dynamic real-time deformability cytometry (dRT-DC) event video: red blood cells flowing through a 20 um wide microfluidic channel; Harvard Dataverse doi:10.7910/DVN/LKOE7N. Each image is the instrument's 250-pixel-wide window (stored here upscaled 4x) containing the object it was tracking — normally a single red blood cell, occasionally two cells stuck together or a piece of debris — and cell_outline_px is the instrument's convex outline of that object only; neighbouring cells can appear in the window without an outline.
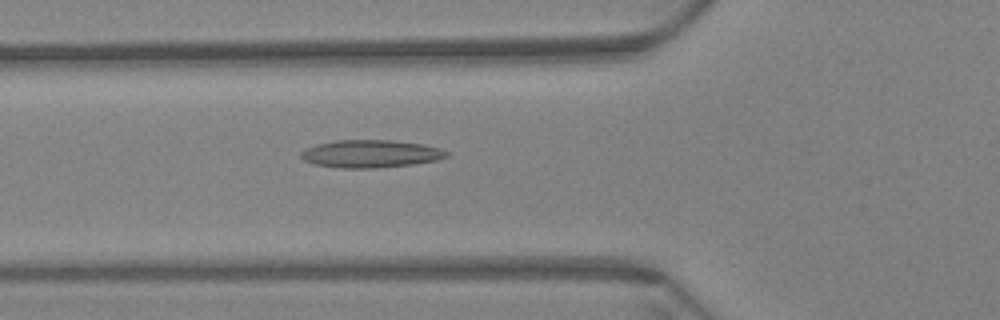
{"species": "Egyptian fruit bat (a non-hibernating species)", "species_latin": "Rousettus aegyptiacus", "temperature_condition": "warm", "stored_images_in_passage": 59, "camera_frame_rate_fps": 3000, "um_per_image_px": 0.085, "animal": {"sex": "female"}, "frame": {"image": 1, "passage_image": 21, "time_ms": 6.667, "image_size_px": [1000, 320], "cell_outline_px": [[448, 156], [436, 160], [412, 164], [376, 168], [340, 168], [316, 164], [304, 160], [300, 156], [300, 152], [304, 148], [316, 144], [336, 140], [388, 140], [424, 144], [440, 148], [448, 152]], "centroid_in_image_um": [31.48, 13.06], "position_along_channel_um": 94.3, "area_um2": 23.47}}
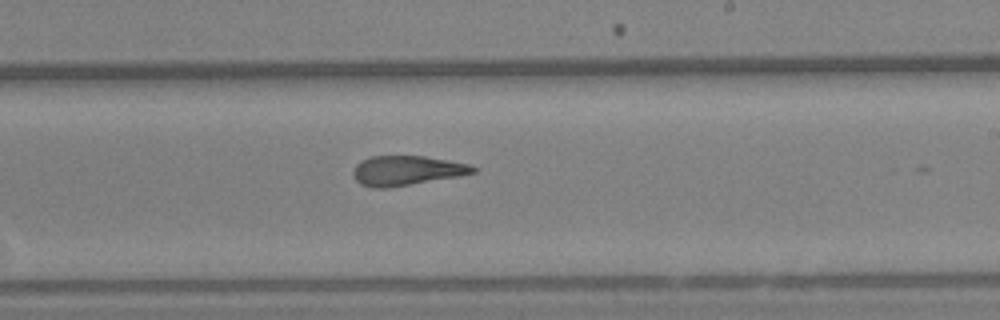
{"frame": {"image": 2, "passage_image": 35, "time_ms": 11.333, "image_size_px": [1000, 320], "cell_outline_px": [[480, 168], [476, 172], [456, 176], [384, 188], [372, 188], [360, 184], [356, 180], [352, 172], [356, 164], [360, 160], [372, 156], [424, 156], [448, 160], [468, 164]], "centroid_in_image_um": [34.53, 14.48], "position_along_channel_um": 254.5, "area_um2": 20.46}}
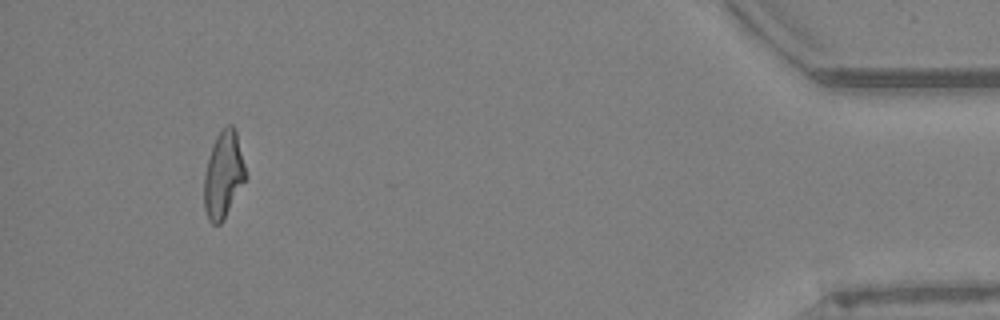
{"frame": {"image": 3, "passage_image": 55, "time_ms": 18.0, "image_size_px": [1000, 320], "cell_outline_px": [[248, 176], [224, 220], [220, 224], [212, 224], [208, 220], [204, 208], [204, 176], [212, 144], [216, 136], [228, 124], [232, 124], [236, 128]], "centroid_in_image_um": [19.01, 14.86], "position_along_channel_um": 416.2, "area_um2": 21.33}, "authors_computed_cell_mechanics": {"area_um2": 21.6172, "velocity_mm_per_s": 3.4323, "shape_relaxation_time_tau1_ms": null, "shape_relaxation_time_tau2_ms": 2.7815, "deformation_change_tau1": null, "deformation_change_tau2": 0.1287}}